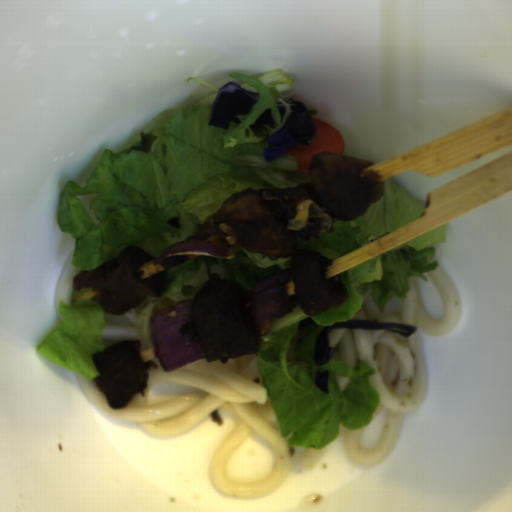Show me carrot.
Instances as JSON below:
<instances>
[{"label":"carrot","instance_id":"1","mask_svg":"<svg viewBox=\"0 0 512 512\" xmlns=\"http://www.w3.org/2000/svg\"><path fill=\"white\" fill-rule=\"evenodd\" d=\"M316 126L315 136L310 145L294 143L284 154L291 155L297 162V172L308 173L309 160L318 153L331 152L343 154L345 150L344 137L335 126L311 116Z\"/></svg>","mask_w":512,"mask_h":512}]
</instances>
